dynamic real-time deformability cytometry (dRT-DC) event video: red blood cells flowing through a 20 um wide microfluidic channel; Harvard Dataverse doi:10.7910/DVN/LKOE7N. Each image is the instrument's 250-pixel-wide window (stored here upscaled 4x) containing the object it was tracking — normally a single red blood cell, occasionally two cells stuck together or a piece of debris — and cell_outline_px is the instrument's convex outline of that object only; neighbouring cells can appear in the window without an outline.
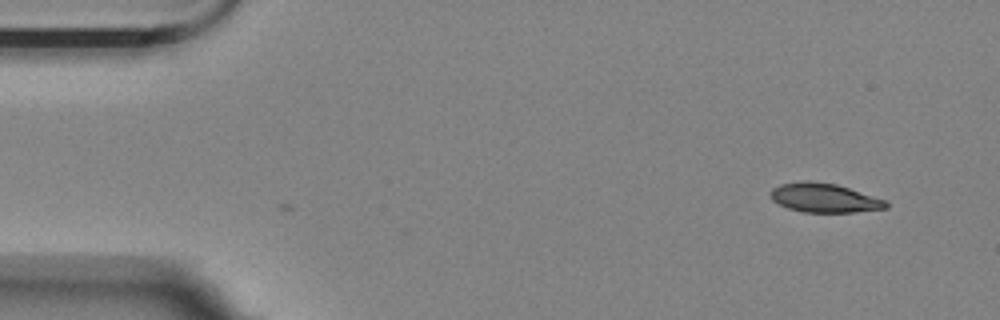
{"species": "Egyptian fruit bat (a non-hibernating species)", "species_latin": "Rousettus aegyptiacus", "temperature_condition": "room temperature", "stored_images_in_passage": 52, "camera_frame_rate_fps": 3000, "um_per_image_px": 0.085, "animal": {"sex": "female"}, "frame": {"image": 1, "passage_image": 1, "time_ms": 0.0, "image_size_px": [1000, 320], "cell_outline_px": [[888, 208], [856, 212], [804, 212], [788, 208], [772, 200], [772, 188], [780, 184], [836, 184], [884, 200], [888, 204]], "centroid_in_image_um": [70.12, 16.88], "position_along_channel_um": 14.9, "area_um2": 18.44}}
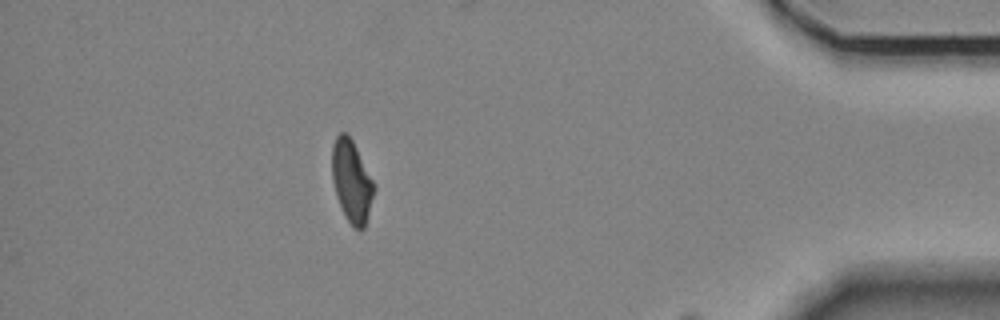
{"frame": {"image": 2, "passage_image": 46, "time_ms": 15.0, "image_size_px": [1000, 320], "cell_outline_px": [[376, 188], [364, 228], [352, 228], [344, 216], [336, 196], [332, 180], [332, 144], [336, 136], [340, 132], [348, 132], [376, 184]], "centroid_in_image_um": [29.89, 15.39], "position_along_channel_um": 405.3, "area_um2": 20.46}}